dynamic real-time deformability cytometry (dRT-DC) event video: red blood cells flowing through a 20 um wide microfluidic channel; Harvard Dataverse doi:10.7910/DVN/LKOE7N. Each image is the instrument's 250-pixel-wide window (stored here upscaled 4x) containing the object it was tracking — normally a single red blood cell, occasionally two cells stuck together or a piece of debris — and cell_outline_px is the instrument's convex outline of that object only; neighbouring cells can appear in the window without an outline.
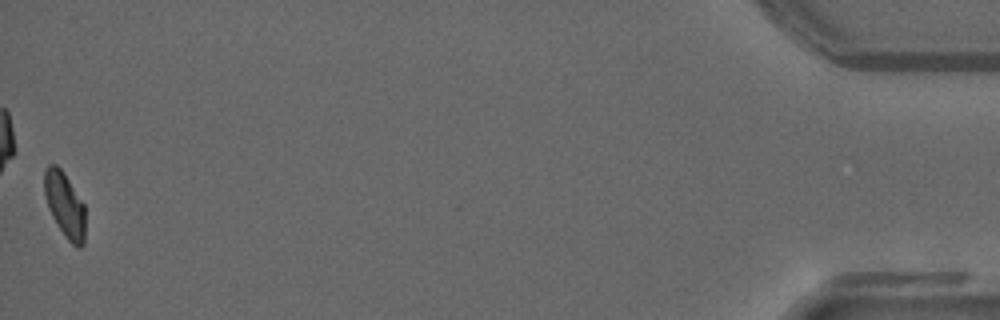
{"species": "common noctule bat (a hibernating species)", "species_latin": "Nyctalus noctula", "temperature_condition": "warm", "stored_images_in_passage": 51, "camera_frame_rate_fps": 3000, "um_per_image_px": 0.085, "animal": {"sex": "male", "forearm_length_mm": 52.5}, "frame": {"image": 1, "passage_image": 51, "time_ms": 16.667, "image_size_px": [1000, 320], "cell_outline_px": [[84, 244], [80, 248], [76, 248], [68, 240], [52, 216], [48, 208], [44, 192], [44, 172], [48, 164], [56, 164], [64, 172], [84, 204]], "centroid_in_image_um": [5.5, 17.4], "position_along_channel_um": 429.7, "area_um2": 15.43}, "authors_computed_cell_mechanics": {"area_um2": 16.184, "velocity_mm_per_s": 4.1053, "shape_relaxation_time_tau1_ms": 5.0016, "shape_relaxation_time_tau2_ms": 4.2079, "deformation_change_tau1": 0.1747, "deformation_change_tau2": 0.0751}}